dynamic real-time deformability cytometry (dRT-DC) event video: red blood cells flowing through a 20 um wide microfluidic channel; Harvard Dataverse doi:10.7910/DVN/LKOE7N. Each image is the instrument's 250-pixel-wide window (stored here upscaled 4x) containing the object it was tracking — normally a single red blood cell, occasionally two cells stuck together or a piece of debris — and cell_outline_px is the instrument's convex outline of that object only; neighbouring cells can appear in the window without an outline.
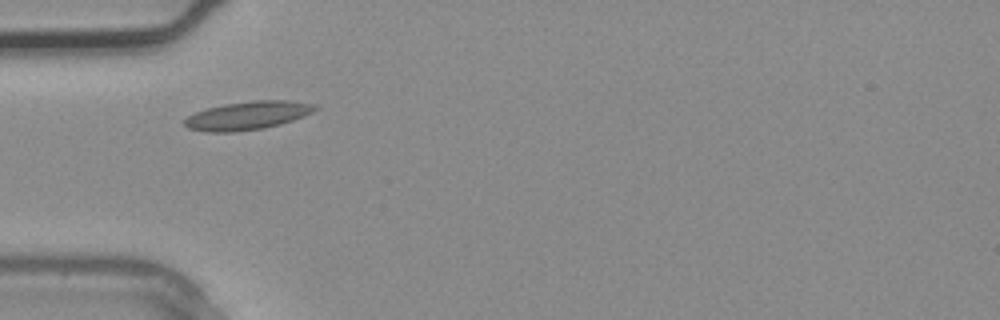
{"species": "common noctule bat (a hibernating species)", "species_latin": "Nyctalus noctula", "temperature_condition": "warm", "stored_images_in_passage": 1, "camera_frame_rate_fps": 3000, "um_per_image_px": 0.085, "animal": {"sex": "male", "body_mass_g": 20.4}, "frame": {"image": 1, "passage_image": 1, "time_ms": 0.0, "image_size_px": [1000, 320], "cell_outline_px": [[320, 108], [304, 116], [280, 124], [264, 128], [236, 132], [204, 132], [188, 128], [184, 124], [184, 120], [188, 116], [196, 112], [208, 108], [224, 104], [252, 100], [288, 100], [316, 104]], "centroid_in_image_um": [21.07, 9.82], "position_along_channel_um": 63.9, "area_um2": 21.68}}